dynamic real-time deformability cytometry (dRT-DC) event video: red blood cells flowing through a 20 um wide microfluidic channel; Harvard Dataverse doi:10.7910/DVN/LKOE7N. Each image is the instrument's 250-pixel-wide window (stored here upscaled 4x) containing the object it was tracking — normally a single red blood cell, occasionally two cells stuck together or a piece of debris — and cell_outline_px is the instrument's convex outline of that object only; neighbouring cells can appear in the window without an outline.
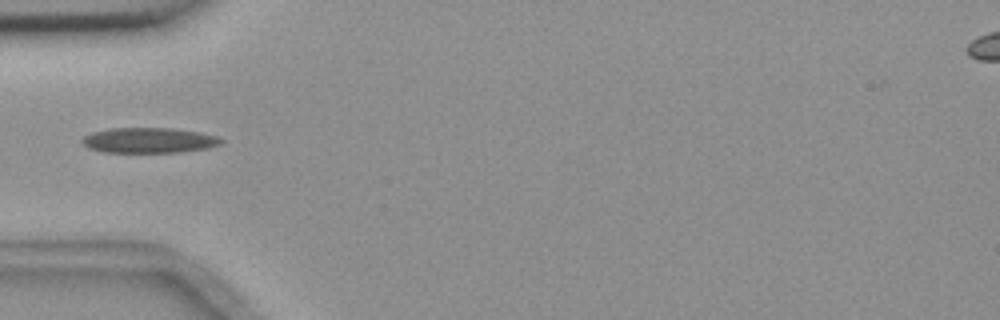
{"species": "common noctule bat (a hibernating species)", "species_latin": "Nyctalus noctula", "temperature_condition": "room temperature", "stored_images_in_passage": 2, "camera_frame_rate_fps": 3000, "um_per_image_px": 0.085, "animal": {"sex": "female", "body_mass_g": 18.4}, "frame": {"image": 1, "passage_image": 2, "time_ms": 4.0, "image_size_px": [1000, 320], "cell_outline_px": [[224, 144], [208, 148], [180, 152], [104, 152], [88, 148], [80, 140], [84, 136], [92, 132], [112, 128], [172, 128], [200, 132], [220, 136], [224, 140]], "centroid_in_image_um": [12.72, 11.92], "position_along_channel_um": 72.3, "area_um2": 20.69}}